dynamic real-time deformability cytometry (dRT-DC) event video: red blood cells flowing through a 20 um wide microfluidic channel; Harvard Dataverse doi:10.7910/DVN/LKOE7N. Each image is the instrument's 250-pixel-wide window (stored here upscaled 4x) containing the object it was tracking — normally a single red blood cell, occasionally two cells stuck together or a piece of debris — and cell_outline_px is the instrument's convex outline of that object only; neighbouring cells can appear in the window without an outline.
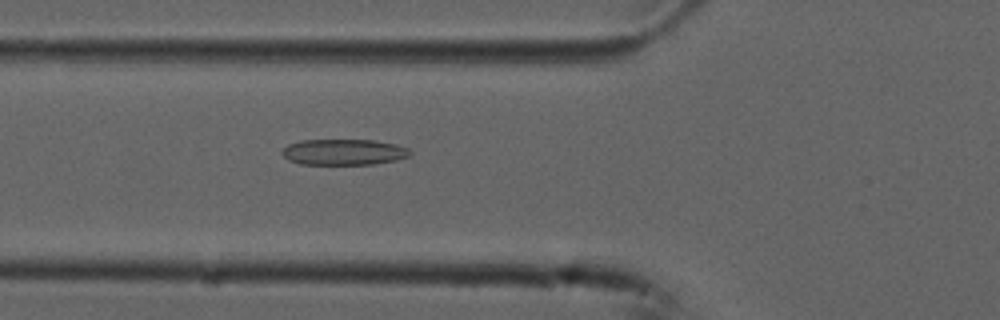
{"species": "common noctule bat (a hibernating species)", "species_latin": "Nyctalus noctula", "temperature_condition": "cold", "stored_images_in_passage": 5, "camera_frame_rate_fps": 3000, "um_per_image_px": 0.085, "animal": {"sex": "male", "forearm_length_mm": 52.5}, "frame": {"image": 1, "passage_image": 5, "time_ms": 1.333, "image_size_px": [1000, 320], "cell_outline_px": [[412, 152], [408, 156], [396, 160], [372, 164], [300, 164], [288, 160], [280, 152], [288, 144], [300, 140], [372, 140], [396, 144], [408, 148]], "centroid_in_image_um": [29.2, 12.92], "position_along_channel_um": 96.6, "area_um2": 19.31}}